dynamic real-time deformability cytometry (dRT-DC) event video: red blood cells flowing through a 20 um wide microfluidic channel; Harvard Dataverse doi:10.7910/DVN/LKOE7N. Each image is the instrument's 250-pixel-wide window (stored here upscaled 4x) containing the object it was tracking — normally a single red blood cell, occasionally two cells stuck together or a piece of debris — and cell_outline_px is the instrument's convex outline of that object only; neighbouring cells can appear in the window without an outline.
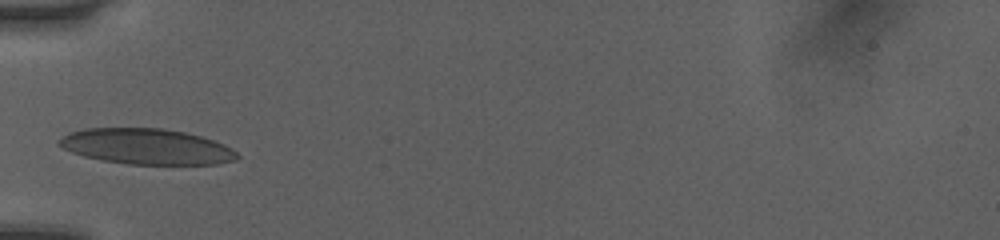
{"species": "human", "species_latin": "Homo sapiens", "temperature_condition": "room temperature", "stored_images_in_passage": 32, "camera_frame_rate_fps": 3000, "um_per_image_px": 0.085, "donor": {"sex": "female"}, "frame": {"image": 1, "passage_image": 1, "time_ms": 0.0, "image_size_px": [1000, 240], "cell_outline_px": [[240, 156], [236, 160], [220, 164], [128, 164], [104, 160], [84, 156], [72, 152], [56, 144], [56, 140], [68, 132], [84, 128], [160, 128], [184, 132], [200, 136], [224, 144], [232, 148]], "centroid_in_image_um": [12.44, 12.45], "position_along_channel_um": 72.6, "area_um2": 37.05}}
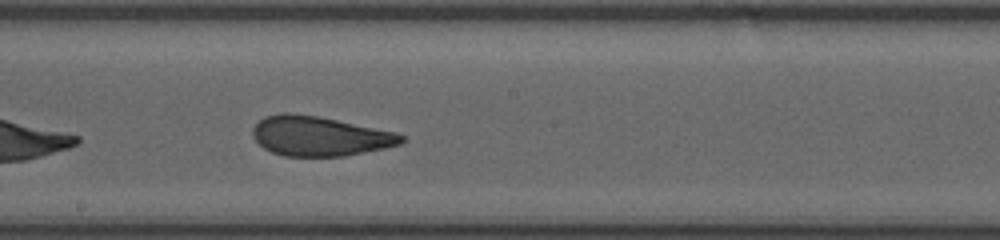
{"frame": {"image": 2, "passage_image": 12, "time_ms": 3.667, "image_size_px": [1000, 240], "cell_outline_px": [[404, 140], [400, 144], [384, 148], [344, 156], [284, 156], [272, 152], [264, 148], [252, 136], [252, 128], [264, 116], [284, 112], [288, 112], [316, 116], [396, 132], [404, 136]], "centroid_in_image_um": [27.14, 11.57], "position_along_channel_um": 221.1, "area_um2": 34.1}}
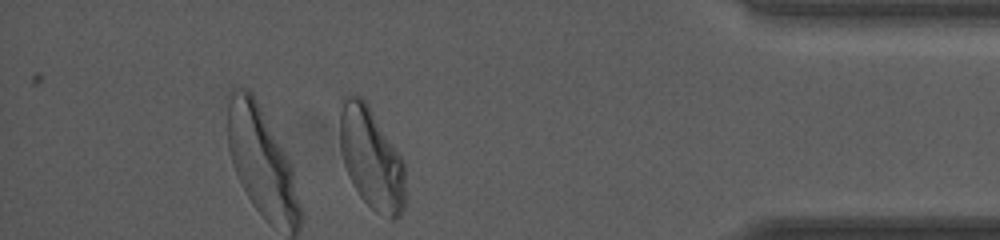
{"frame": {"image": 3, "passage_image": 28, "time_ms": 9.0, "image_size_px": [1000, 240], "cell_outline_px": [[404, 208], [400, 216], [392, 220], [388, 220], [376, 212], [360, 196], [352, 184], [348, 176], [340, 152], [340, 100], [344, 96], [360, 96], [368, 104], [404, 160]], "centroid_in_image_um": [31.56, 13.47], "position_along_channel_um": 403.6, "area_um2": 39.02}, "authors_computed_cell_mechanics": {"area_um2": 34.7089, "velocity_mm_per_s": 4.0496, "shape_relaxation_time_tau1_ms": 5.5587, "shape_relaxation_time_tau2_ms": 0.987, "deformation_change_tau1": 0.1634, "deformation_change_tau2": 0.0618}}